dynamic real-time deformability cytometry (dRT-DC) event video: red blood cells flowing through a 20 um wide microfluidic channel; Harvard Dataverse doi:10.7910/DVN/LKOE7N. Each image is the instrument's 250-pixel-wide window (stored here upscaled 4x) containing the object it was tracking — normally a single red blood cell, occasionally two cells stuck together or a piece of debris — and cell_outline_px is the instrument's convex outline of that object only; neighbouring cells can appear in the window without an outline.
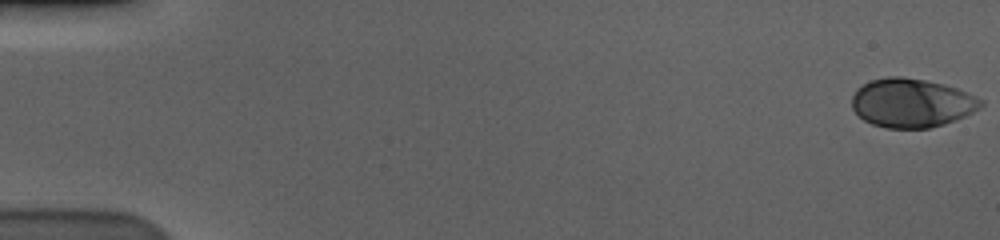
{"species": "human", "species_latin": "Homo sapiens", "temperature_condition": "cold", "stored_images_in_passage": 58, "camera_frame_rate_fps": 3000, "um_per_image_px": 0.085, "donor": {"sex": "male"}, "frame": {"image": 1, "passage_image": 1, "time_ms": 0.0, "image_size_px": [1000, 240], "cell_outline_px": [[984, 104], [972, 112], [956, 120], [944, 124], [928, 128], [888, 128], [872, 124], [864, 120], [852, 108], [852, 96], [856, 88], [872, 80], [888, 76], [900, 76], [924, 80], [944, 84], [956, 88], [984, 100]], "centroid_in_image_um": [77.48, 8.75], "position_along_channel_um": 7.5, "area_um2": 36.59}}
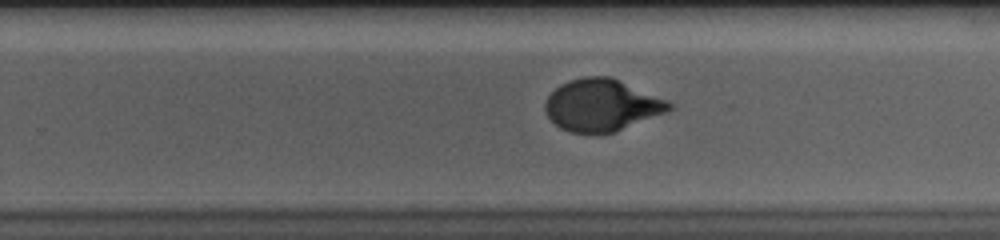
{"frame": {"image": 2, "passage_image": 38, "time_ms": 12.333, "image_size_px": [1000, 240], "cell_outline_px": [[672, 108], [664, 112], [616, 132], [572, 132], [560, 128], [548, 116], [544, 108], [544, 104], [548, 96], [560, 84], [584, 76], [608, 76], [668, 100], [672, 104]], "centroid_in_image_um": [51.12, 8.93], "position_along_channel_um": 278.7, "area_um2": 36.88}}
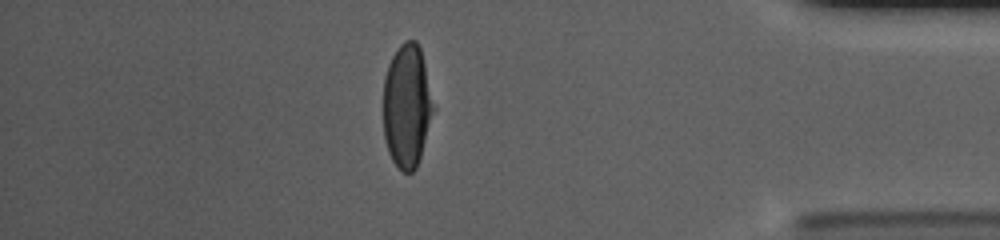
{"frame": {"image": 3, "passage_image": 51, "time_ms": 16.667, "image_size_px": [1000, 240], "cell_outline_px": [[436, 108], [416, 168], [412, 172], [404, 172], [392, 160], [388, 152], [384, 136], [384, 76], [388, 64], [396, 48], [404, 40], [416, 40], [420, 48]], "centroid_in_image_um": [34.6, 8.97], "position_along_channel_um": 400.6, "area_um2": 36.3}, "authors_computed_cell_mechanics": {"area_um2": 36.9342, "velocity_mm_per_s": 3.5934, "shape_relaxation_time_tau1_ms": 4.1035, "shape_relaxation_time_tau2_ms": null, "deformation_change_tau1": 0.2178, "deformation_change_tau2": null}}